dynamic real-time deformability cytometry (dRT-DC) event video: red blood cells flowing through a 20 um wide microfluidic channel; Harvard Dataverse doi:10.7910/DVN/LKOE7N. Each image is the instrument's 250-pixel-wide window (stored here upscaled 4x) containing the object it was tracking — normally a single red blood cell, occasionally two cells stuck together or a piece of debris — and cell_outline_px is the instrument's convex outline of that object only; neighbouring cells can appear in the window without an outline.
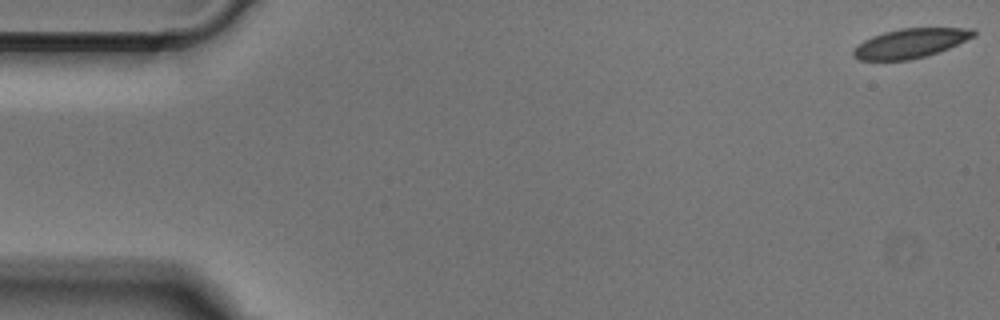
{"species": "Egyptian fruit bat (a non-hibernating species)", "species_latin": "Rousettus aegyptiacus", "temperature_condition": "cold", "stored_images_in_passage": 51, "camera_frame_rate_fps": 3000, "um_per_image_px": 0.085, "animal": {"sex": "male"}, "frame": {"image": 1, "passage_image": 1, "time_ms": 0.0, "image_size_px": [1000, 320], "cell_outline_px": [[976, 36], [948, 48], [924, 56], [908, 60], [860, 60], [852, 56], [852, 52], [864, 40], [872, 36], [884, 32], [900, 28], [972, 28], [976, 32]], "centroid_in_image_um": [77.39, 3.67], "position_along_channel_um": 7.6, "area_um2": 20.35}}
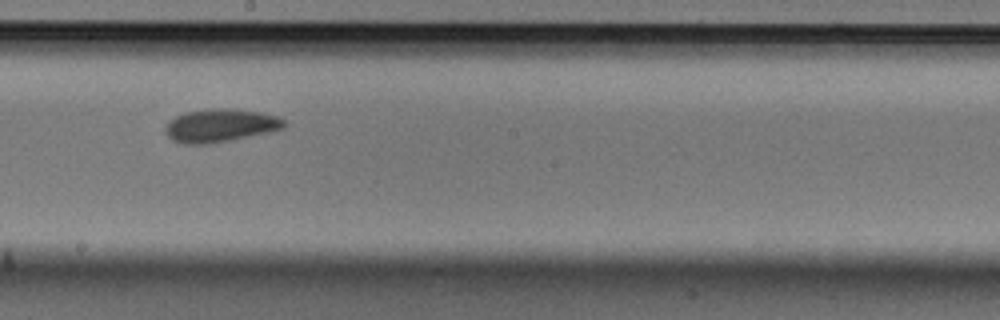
{"frame": {"image": 2, "passage_image": 28, "time_ms": 9.0, "image_size_px": [1000, 320], "cell_outline_px": [[288, 124], [284, 128], [272, 132], [212, 144], [184, 144], [172, 140], [164, 132], [164, 128], [168, 120], [184, 112], [220, 108], [224, 108], [260, 112], [276, 116], [284, 120]], "centroid_in_image_um": [18.72, 10.68], "position_along_channel_um": 229.5, "area_um2": 23.18}}
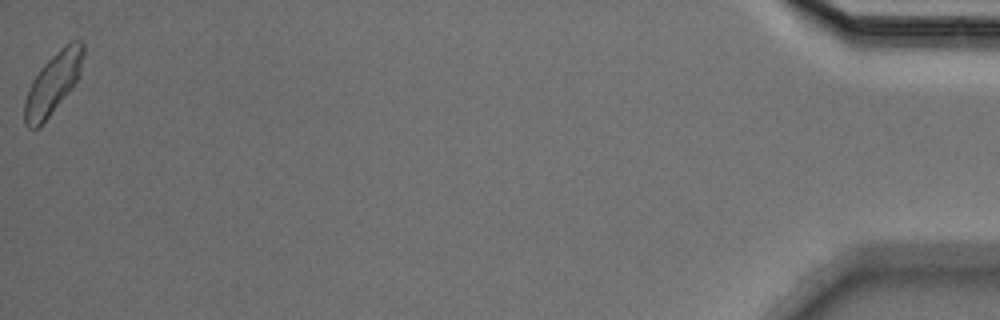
{"frame": {"image": 3, "passage_image": 51, "time_ms": 16.667, "image_size_px": [1000, 320], "cell_outline_px": [[84, 52], [80, 72], [72, 88], [48, 116], [36, 128], [28, 128], [24, 124], [24, 100], [28, 88], [32, 80], [40, 68], [64, 44], [72, 40], [80, 40], [84, 44]], "centroid_in_image_um": [4.49, 7.05], "position_along_channel_um": 430.7, "area_um2": 20.63}}